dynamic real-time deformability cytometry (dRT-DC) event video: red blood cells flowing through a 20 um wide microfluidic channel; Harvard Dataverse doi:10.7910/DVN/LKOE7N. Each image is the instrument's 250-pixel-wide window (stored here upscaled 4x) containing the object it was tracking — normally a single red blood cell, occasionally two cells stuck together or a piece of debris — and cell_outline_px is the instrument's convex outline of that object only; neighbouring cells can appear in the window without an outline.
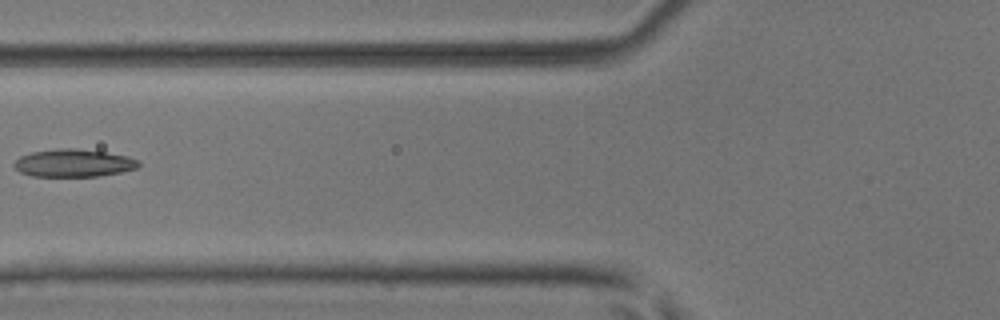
{"species": "common noctule bat (a hibernating species)", "species_latin": "Nyctalus noctula", "temperature_condition": "room temperature", "stored_images_in_passage": 6, "camera_frame_rate_fps": 3000, "um_per_image_px": 0.085, "animal": {"sex": "male", "body_mass_g": 17.9, "forearm_length_mm": 54.2}, "frame": {"image": 1, "passage_image": 6, "time_ms": 1.667, "image_size_px": [1000, 320], "cell_outline_px": [[140, 164], [136, 168], [120, 172], [96, 176], [32, 176], [20, 172], [12, 164], [20, 156], [32, 152], [60, 148], [76, 148], [104, 152], [128, 156], [136, 160]], "centroid_in_image_um": [6.22, 13.85], "position_along_channel_um": 119.6, "area_um2": 19.88}}